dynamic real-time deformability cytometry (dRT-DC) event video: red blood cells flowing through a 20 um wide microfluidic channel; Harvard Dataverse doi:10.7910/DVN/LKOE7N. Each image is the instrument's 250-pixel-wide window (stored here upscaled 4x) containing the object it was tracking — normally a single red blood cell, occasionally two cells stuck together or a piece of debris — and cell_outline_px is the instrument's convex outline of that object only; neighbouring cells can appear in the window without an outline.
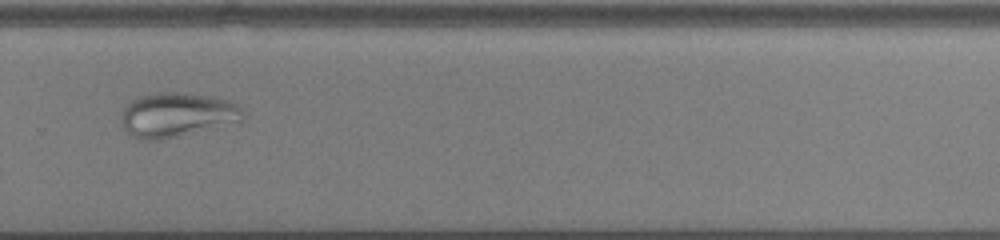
{"species": "common noctule bat (a hibernating species)", "species_latin": "Nyctalus noctula", "temperature_condition": "cold", "stored_images_in_passage": 38, "camera_frame_rate_fps": 3000, "um_per_image_px": 0.085, "animal": {"sex": "male", "body_mass_g": 13.0, "forearm_length_mm": 53.1}, "frame": {"image": 1, "passage_image": 22, "time_ms": 7.0, "image_size_px": [1000, 240], "cell_outline_px": [[244, 120], [160, 140], [140, 140], [132, 136], [124, 128], [120, 120], [120, 116], [124, 108], [136, 96], [152, 92], [180, 92], [208, 96], [228, 100], [236, 104], [244, 112]], "centroid_in_image_um": [14.99, 9.75], "position_along_channel_um": 314.8, "area_um2": 31.44}}